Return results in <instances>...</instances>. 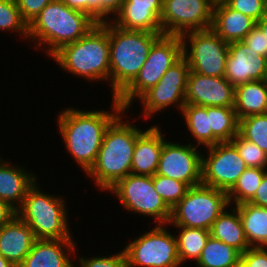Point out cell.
Wrapping results in <instances>:
<instances>
[{"mask_svg": "<svg viewBox=\"0 0 267 267\" xmlns=\"http://www.w3.org/2000/svg\"><path fill=\"white\" fill-rule=\"evenodd\" d=\"M225 3L256 22L267 13V0H226Z\"/></svg>", "mask_w": 267, "mask_h": 267, "instance_id": "8d00e7d4", "label": "cell"}, {"mask_svg": "<svg viewBox=\"0 0 267 267\" xmlns=\"http://www.w3.org/2000/svg\"><path fill=\"white\" fill-rule=\"evenodd\" d=\"M238 150L247 167L267 170V154L239 133L230 141Z\"/></svg>", "mask_w": 267, "mask_h": 267, "instance_id": "e575fe53", "label": "cell"}, {"mask_svg": "<svg viewBox=\"0 0 267 267\" xmlns=\"http://www.w3.org/2000/svg\"><path fill=\"white\" fill-rule=\"evenodd\" d=\"M250 247L267 248V208L244 202L234 206Z\"/></svg>", "mask_w": 267, "mask_h": 267, "instance_id": "484cf974", "label": "cell"}, {"mask_svg": "<svg viewBox=\"0 0 267 267\" xmlns=\"http://www.w3.org/2000/svg\"><path fill=\"white\" fill-rule=\"evenodd\" d=\"M226 0H214L215 3H223L225 2Z\"/></svg>", "mask_w": 267, "mask_h": 267, "instance_id": "c3c4849f", "label": "cell"}, {"mask_svg": "<svg viewBox=\"0 0 267 267\" xmlns=\"http://www.w3.org/2000/svg\"><path fill=\"white\" fill-rule=\"evenodd\" d=\"M203 152L201 183L228 193L248 168L238 150L231 142H223Z\"/></svg>", "mask_w": 267, "mask_h": 267, "instance_id": "4fadbf2b", "label": "cell"}, {"mask_svg": "<svg viewBox=\"0 0 267 267\" xmlns=\"http://www.w3.org/2000/svg\"><path fill=\"white\" fill-rule=\"evenodd\" d=\"M1 156L0 200L9 203L17 210L22 205L29 188L38 179V175L29 171L23 164L19 166L18 163L16 164L12 160L9 161V159L4 160L3 156Z\"/></svg>", "mask_w": 267, "mask_h": 267, "instance_id": "44dd1931", "label": "cell"}, {"mask_svg": "<svg viewBox=\"0 0 267 267\" xmlns=\"http://www.w3.org/2000/svg\"><path fill=\"white\" fill-rule=\"evenodd\" d=\"M266 169L248 167L239 177L234 187L227 193L229 205L249 202L260 185Z\"/></svg>", "mask_w": 267, "mask_h": 267, "instance_id": "4dcf8cb0", "label": "cell"}, {"mask_svg": "<svg viewBox=\"0 0 267 267\" xmlns=\"http://www.w3.org/2000/svg\"><path fill=\"white\" fill-rule=\"evenodd\" d=\"M153 185L170 209L185 196L189 189L183 182L157 174L153 175Z\"/></svg>", "mask_w": 267, "mask_h": 267, "instance_id": "836d02e7", "label": "cell"}, {"mask_svg": "<svg viewBox=\"0 0 267 267\" xmlns=\"http://www.w3.org/2000/svg\"><path fill=\"white\" fill-rule=\"evenodd\" d=\"M0 267H15V266L7 259H5L0 253Z\"/></svg>", "mask_w": 267, "mask_h": 267, "instance_id": "bcb514c9", "label": "cell"}, {"mask_svg": "<svg viewBox=\"0 0 267 267\" xmlns=\"http://www.w3.org/2000/svg\"><path fill=\"white\" fill-rule=\"evenodd\" d=\"M125 0H99V23L111 21Z\"/></svg>", "mask_w": 267, "mask_h": 267, "instance_id": "b9f144b4", "label": "cell"}, {"mask_svg": "<svg viewBox=\"0 0 267 267\" xmlns=\"http://www.w3.org/2000/svg\"><path fill=\"white\" fill-rule=\"evenodd\" d=\"M0 32H12L28 41V24L22 19L16 0H0Z\"/></svg>", "mask_w": 267, "mask_h": 267, "instance_id": "1f68e13d", "label": "cell"}, {"mask_svg": "<svg viewBox=\"0 0 267 267\" xmlns=\"http://www.w3.org/2000/svg\"><path fill=\"white\" fill-rule=\"evenodd\" d=\"M74 239H36L18 267H75ZM74 257V259H73Z\"/></svg>", "mask_w": 267, "mask_h": 267, "instance_id": "d6986e66", "label": "cell"}, {"mask_svg": "<svg viewBox=\"0 0 267 267\" xmlns=\"http://www.w3.org/2000/svg\"><path fill=\"white\" fill-rule=\"evenodd\" d=\"M124 110L107 128L96 161L85 175L94 187L107 191L131 174L132 157L137 136L144 130L127 117ZM125 117V118H124ZM126 117L128 120H126Z\"/></svg>", "mask_w": 267, "mask_h": 267, "instance_id": "7a4b0ae2", "label": "cell"}, {"mask_svg": "<svg viewBox=\"0 0 267 267\" xmlns=\"http://www.w3.org/2000/svg\"><path fill=\"white\" fill-rule=\"evenodd\" d=\"M256 26L264 33L267 40V13L256 22Z\"/></svg>", "mask_w": 267, "mask_h": 267, "instance_id": "f6af8a7d", "label": "cell"}, {"mask_svg": "<svg viewBox=\"0 0 267 267\" xmlns=\"http://www.w3.org/2000/svg\"><path fill=\"white\" fill-rule=\"evenodd\" d=\"M194 144L166 139L156 174L185 183L188 187L201 184L202 148Z\"/></svg>", "mask_w": 267, "mask_h": 267, "instance_id": "9a60e30c", "label": "cell"}, {"mask_svg": "<svg viewBox=\"0 0 267 267\" xmlns=\"http://www.w3.org/2000/svg\"><path fill=\"white\" fill-rule=\"evenodd\" d=\"M109 110L65 107L57 114V126L64 148L86 173L94 165L108 126L124 111L116 98Z\"/></svg>", "mask_w": 267, "mask_h": 267, "instance_id": "6da1fadb", "label": "cell"}, {"mask_svg": "<svg viewBox=\"0 0 267 267\" xmlns=\"http://www.w3.org/2000/svg\"><path fill=\"white\" fill-rule=\"evenodd\" d=\"M182 57L180 36L161 35L151 46L148 57L135 80L116 98L124 110L151 87L155 86L165 72ZM135 99V100H134ZM134 102V103H133Z\"/></svg>", "mask_w": 267, "mask_h": 267, "instance_id": "52a82bcc", "label": "cell"}, {"mask_svg": "<svg viewBox=\"0 0 267 267\" xmlns=\"http://www.w3.org/2000/svg\"><path fill=\"white\" fill-rule=\"evenodd\" d=\"M185 120L184 125L188 128L186 131L190 133V137L194 142L190 144L206 148L212 146V130L210 127L209 116L207 115V107L194 104H185L180 113Z\"/></svg>", "mask_w": 267, "mask_h": 267, "instance_id": "4316f807", "label": "cell"}, {"mask_svg": "<svg viewBox=\"0 0 267 267\" xmlns=\"http://www.w3.org/2000/svg\"><path fill=\"white\" fill-rule=\"evenodd\" d=\"M109 192L125 211L151 218L154 224H168L170 221L171 209L154 189L153 176L131 173L119 180Z\"/></svg>", "mask_w": 267, "mask_h": 267, "instance_id": "9c48e42d", "label": "cell"}, {"mask_svg": "<svg viewBox=\"0 0 267 267\" xmlns=\"http://www.w3.org/2000/svg\"><path fill=\"white\" fill-rule=\"evenodd\" d=\"M250 204L267 208V172L264 174L260 185L258 186L255 195L249 201Z\"/></svg>", "mask_w": 267, "mask_h": 267, "instance_id": "7bdbcfd3", "label": "cell"}, {"mask_svg": "<svg viewBox=\"0 0 267 267\" xmlns=\"http://www.w3.org/2000/svg\"><path fill=\"white\" fill-rule=\"evenodd\" d=\"M17 215L16 209L9 203L0 200V228Z\"/></svg>", "mask_w": 267, "mask_h": 267, "instance_id": "ee69618b", "label": "cell"}, {"mask_svg": "<svg viewBox=\"0 0 267 267\" xmlns=\"http://www.w3.org/2000/svg\"><path fill=\"white\" fill-rule=\"evenodd\" d=\"M77 255V256H76ZM75 267H127L126 255L123 249L112 255L84 256L75 252ZM78 257V258H77ZM78 264V265H77Z\"/></svg>", "mask_w": 267, "mask_h": 267, "instance_id": "d590c367", "label": "cell"}, {"mask_svg": "<svg viewBox=\"0 0 267 267\" xmlns=\"http://www.w3.org/2000/svg\"><path fill=\"white\" fill-rule=\"evenodd\" d=\"M267 78V57L253 52L243 41L229 43L225 79L234 87Z\"/></svg>", "mask_w": 267, "mask_h": 267, "instance_id": "e0dca14e", "label": "cell"}, {"mask_svg": "<svg viewBox=\"0 0 267 267\" xmlns=\"http://www.w3.org/2000/svg\"><path fill=\"white\" fill-rule=\"evenodd\" d=\"M152 227L123 247L127 267H181L177 240L169 224Z\"/></svg>", "mask_w": 267, "mask_h": 267, "instance_id": "30bf717a", "label": "cell"}, {"mask_svg": "<svg viewBox=\"0 0 267 267\" xmlns=\"http://www.w3.org/2000/svg\"><path fill=\"white\" fill-rule=\"evenodd\" d=\"M239 134L267 154V113L239 119Z\"/></svg>", "mask_w": 267, "mask_h": 267, "instance_id": "d6a6232c", "label": "cell"}, {"mask_svg": "<svg viewBox=\"0 0 267 267\" xmlns=\"http://www.w3.org/2000/svg\"><path fill=\"white\" fill-rule=\"evenodd\" d=\"M255 25L254 19L230 8L225 2L215 3L211 29L225 42L242 41Z\"/></svg>", "mask_w": 267, "mask_h": 267, "instance_id": "603a6c76", "label": "cell"}, {"mask_svg": "<svg viewBox=\"0 0 267 267\" xmlns=\"http://www.w3.org/2000/svg\"><path fill=\"white\" fill-rule=\"evenodd\" d=\"M163 0H125L111 22L122 29L163 34L160 15Z\"/></svg>", "mask_w": 267, "mask_h": 267, "instance_id": "ac0fdd59", "label": "cell"}, {"mask_svg": "<svg viewBox=\"0 0 267 267\" xmlns=\"http://www.w3.org/2000/svg\"><path fill=\"white\" fill-rule=\"evenodd\" d=\"M236 267H248L246 264H244L241 260L239 261L238 265Z\"/></svg>", "mask_w": 267, "mask_h": 267, "instance_id": "7dc6e473", "label": "cell"}, {"mask_svg": "<svg viewBox=\"0 0 267 267\" xmlns=\"http://www.w3.org/2000/svg\"><path fill=\"white\" fill-rule=\"evenodd\" d=\"M214 0H163L160 24L163 34L182 36L211 28Z\"/></svg>", "mask_w": 267, "mask_h": 267, "instance_id": "5bb4252c", "label": "cell"}, {"mask_svg": "<svg viewBox=\"0 0 267 267\" xmlns=\"http://www.w3.org/2000/svg\"><path fill=\"white\" fill-rule=\"evenodd\" d=\"M210 235L213 238L232 246L241 254L251 248L246 239L239 212L231 205L213 222L210 229Z\"/></svg>", "mask_w": 267, "mask_h": 267, "instance_id": "cb8c5ba5", "label": "cell"}, {"mask_svg": "<svg viewBox=\"0 0 267 267\" xmlns=\"http://www.w3.org/2000/svg\"><path fill=\"white\" fill-rule=\"evenodd\" d=\"M136 139L132 157L131 173L135 175L153 176L156 174L162 147L164 134L161 126L154 124L146 126Z\"/></svg>", "mask_w": 267, "mask_h": 267, "instance_id": "ffe728a7", "label": "cell"}, {"mask_svg": "<svg viewBox=\"0 0 267 267\" xmlns=\"http://www.w3.org/2000/svg\"><path fill=\"white\" fill-rule=\"evenodd\" d=\"M253 52L267 57V40L264 33L255 25V27L242 40Z\"/></svg>", "mask_w": 267, "mask_h": 267, "instance_id": "f35d334b", "label": "cell"}, {"mask_svg": "<svg viewBox=\"0 0 267 267\" xmlns=\"http://www.w3.org/2000/svg\"><path fill=\"white\" fill-rule=\"evenodd\" d=\"M98 23L85 12L52 0L28 26V41L51 58L63 46L85 36Z\"/></svg>", "mask_w": 267, "mask_h": 267, "instance_id": "3957f363", "label": "cell"}, {"mask_svg": "<svg viewBox=\"0 0 267 267\" xmlns=\"http://www.w3.org/2000/svg\"><path fill=\"white\" fill-rule=\"evenodd\" d=\"M38 182L37 179L29 188L22 205L16 210L17 216L28 224L36 239H75L66 196L49 194Z\"/></svg>", "mask_w": 267, "mask_h": 267, "instance_id": "8992f818", "label": "cell"}, {"mask_svg": "<svg viewBox=\"0 0 267 267\" xmlns=\"http://www.w3.org/2000/svg\"><path fill=\"white\" fill-rule=\"evenodd\" d=\"M229 206L225 191L201 183L189 187L185 196L171 209L168 224L210 230L213 222Z\"/></svg>", "mask_w": 267, "mask_h": 267, "instance_id": "ba28073f", "label": "cell"}, {"mask_svg": "<svg viewBox=\"0 0 267 267\" xmlns=\"http://www.w3.org/2000/svg\"><path fill=\"white\" fill-rule=\"evenodd\" d=\"M181 40L182 56L187 60L190 71L205 76L225 77L229 43L211 28L185 33Z\"/></svg>", "mask_w": 267, "mask_h": 267, "instance_id": "8fae6325", "label": "cell"}, {"mask_svg": "<svg viewBox=\"0 0 267 267\" xmlns=\"http://www.w3.org/2000/svg\"><path fill=\"white\" fill-rule=\"evenodd\" d=\"M109 87L117 98L138 76L153 43L163 34L126 30L108 21Z\"/></svg>", "mask_w": 267, "mask_h": 267, "instance_id": "5b68a950", "label": "cell"}, {"mask_svg": "<svg viewBox=\"0 0 267 267\" xmlns=\"http://www.w3.org/2000/svg\"><path fill=\"white\" fill-rule=\"evenodd\" d=\"M52 0H16L22 19L28 24L40 14L42 9Z\"/></svg>", "mask_w": 267, "mask_h": 267, "instance_id": "74e56055", "label": "cell"}, {"mask_svg": "<svg viewBox=\"0 0 267 267\" xmlns=\"http://www.w3.org/2000/svg\"><path fill=\"white\" fill-rule=\"evenodd\" d=\"M190 68L187 60L182 56L175 62L161 77L158 83L146 91L138 100L141 103L142 111L137 118L130 120L136 121L140 119L150 120L156 114L170 109L171 106L181 113L185 105V93L187 88V79ZM155 114V115H154ZM154 115V116H153ZM142 117V118H141Z\"/></svg>", "mask_w": 267, "mask_h": 267, "instance_id": "7c38bea8", "label": "cell"}, {"mask_svg": "<svg viewBox=\"0 0 267 267\" xmlns=\"http://www.w3.org/2000/svg\"><path fill=\"white\" fill-rule=\"evenodd\" d=\"M176 228L177 253L182 267L187 261L196 263L210 236V230L171 226ZM179 232H178V231Z\"/></svg>", "mask_w": 267, "mask_h": 267, "instance_id": "83f0119b", "label": "cell"}, {"mask_svg": "<svg viewBox=\"0 0 267 267\" xmlns=\"http://www.w3.org/2000/svg\"><path fill=\"white\" fill-rule=\"evenodd\" d=\"M241 260V253L224 242L209 236L203 248L197 267H236Z\"/></svg>", "mask_w": 267, "mask_h": 267, "instance_id": "f546056e", "label": "cell"}, {"mask_svg": "<svg viewBox=\"0 0 267 267\" xmlns=\"http://www.w3.org/2000/svg\"><path fill=\"white\" fill-rule=\"evenodd\" d=\"M70 8L85 12L99 23V0H60Z\"/></svg>", "mask_w": 267, "mask_h": 267, "instance_id": "60d3db41", "label": "cell"}, {"mask_svg": "<svg viewBox=\"0 0 267 267\" xmlns=\"http://www.w3.org/2000/svg\"><path fill=\"white\" fill-rule=\"evenodd\" d=\"M241 261L248 267H267V248L251 247L241 254Z\"/></svg>", "mask_w": 267, "mask_h": 267, "instance_id": "ab89813d", "label": "cell"}, {"mask_svg": "<svg viewBox=\"0 0 267 267\" xmlns=\"http://www.w3.org/2000/svg\"><path fill=\"white\" fill-rule=\"evenodd\" d=\"M212 145L230 142L239 133V119L234 107L207 106Z\"/></svg>", "mask_w": 267, "mask_h": 267, "instance_id": "f1b7e54d", "label": "cell"}, {"mask_svg": "<svg viewBox=\"0 0 267 267\" xmlns=\"http://www.w3.org/2000/svg\"><path fill=\"white\" fill-rule=\"evenodd\" d=\"M63 72L89 82L109 83L108 21L98 23L79 40L63 46L51 58Z\"/></svg>", "mask_w": 267, "mask_h": 267, "instance_id": "277c9868", "label": "cell"}, {"mask_svg": "<svg viewBox=\"0 0 267 267\" xmlns=\"http://www.w3.org/2000/svg\"><path fill=\"white\" fill-rule=\"evenodd\" d=\"M235 87L225 77H212L189 72L185 104L234 107Z\"/></svg>", "mask_w": 267, "mask_h": 267, "instance_id": "2e32d148", "label": "cell"}, {"mask_svg": "<svg viewBox=\"0 0 267 267\" xmlns=\"http://www.w3.org/2000/svg\"><path fill=\"white\" fill-rule=\"evenodd\" d=\"M234 109L238 119L267 113L266 80H254L236 86Z\"/></svg>", "mask_w": 267, "mask_h": 267, "instance_id": "d4e9b609", "label": "cell"}, {"mask_svg": "<svg viewBox=\"0 0 267 267\" xmlns=\"http://www.w3.org/2000/svg\"><path fill=\"white\" fill-rule=\"evenodd\" d=\"M36 241L32 229L17 215L0 228V253L18 267Z\"/></svg>", "mask_w": 267, "mask_h": 267, "instance_id": "7402d4cb", "label": "cell"}]
</instances>
